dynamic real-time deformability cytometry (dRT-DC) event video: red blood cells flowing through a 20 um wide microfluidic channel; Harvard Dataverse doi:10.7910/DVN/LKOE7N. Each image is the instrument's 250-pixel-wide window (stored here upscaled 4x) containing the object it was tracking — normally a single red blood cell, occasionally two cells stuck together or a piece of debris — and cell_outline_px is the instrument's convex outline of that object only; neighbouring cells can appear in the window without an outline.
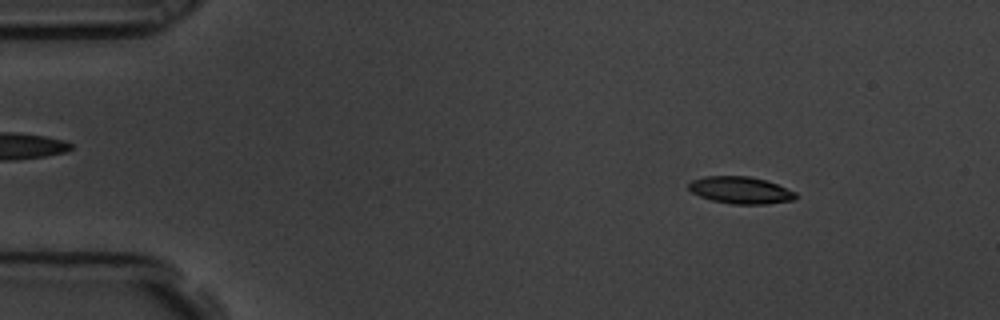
{"species": "common noctule bat (a hibernating species)", "species_latin": "Nyctalus noctula", "temperature_condition": "room temperature", "stored_images_in_passage": 57, "camera_frame_rate_fps": 3000, "um_per_image_px": 0.085, "animal": {"sex": "male", "body_mass_g": 19.5, "forearm_length_mm": 54.6}, "frame": {"image": 1, "passage_image": 7, "time_ms": 2.0, "image_size_px": [1000, 320], "cell_outline_px": [[796, 200], [764, 204], [732, 204], [712, 200], [700, 196], [692, 192], [688, 188], [688, 184], [692, 180], [704, 176], [748, 176], [764, 180], [776, 184], [796, 192]], "centroid_in_image_um": [62.94, 16.17], "position_along_channel_um": 22.1, "area_um2": 16.76}}
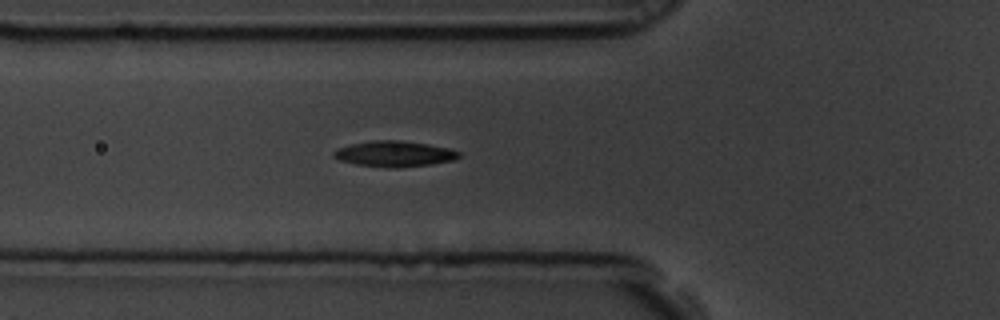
{"frame": {"image": 2, "passage_image": 20, "time_ms": 6.333, "image_size_px": [1000, 320], "cell_outline_px": [[460, 156], [456, 160], [400, 168], [388, 168], [356, 164], [340, 160], [332, 156], [332, 152], [336, 148], [348, 144], [372, 140], [400, 140], [428, 144], [448, 148], [460, 152]], "centroid_in_image_um": [33.48, 13.07], "position_along_channel_um": 92.3, "area_um2": 18.96}}
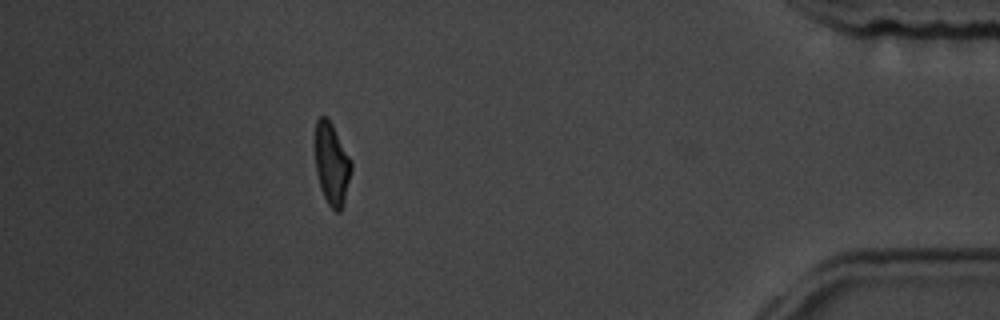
{"frame": {"image": 3, "passage_image": 51, "time_ms": 16.667, "image_size_px": [1000, 320], "cell_outline_px": [[352, 168], [344, 204], [340, 212], [336, 212], [328, 204], [324, 196], [316, 172], [316, 120], [320, 116], [328, 116], [352, 164]], "centroid_in_image_um": [28.2, 13.95], "position_along_channel_um": 407.0, "area_um2": 16.94}, "authors_computed_cell_mechanics": {"area_um2": 17.6868, "velocity_mm_per_s": 3.5458, "shape_relaxation_time_tau1_ms": 3.6936, "shape_relaxation_time_tau2_ms": 3.2591, "deformation_change_tau1": 0.174, "deformation_change_tau2": 0.0599}}